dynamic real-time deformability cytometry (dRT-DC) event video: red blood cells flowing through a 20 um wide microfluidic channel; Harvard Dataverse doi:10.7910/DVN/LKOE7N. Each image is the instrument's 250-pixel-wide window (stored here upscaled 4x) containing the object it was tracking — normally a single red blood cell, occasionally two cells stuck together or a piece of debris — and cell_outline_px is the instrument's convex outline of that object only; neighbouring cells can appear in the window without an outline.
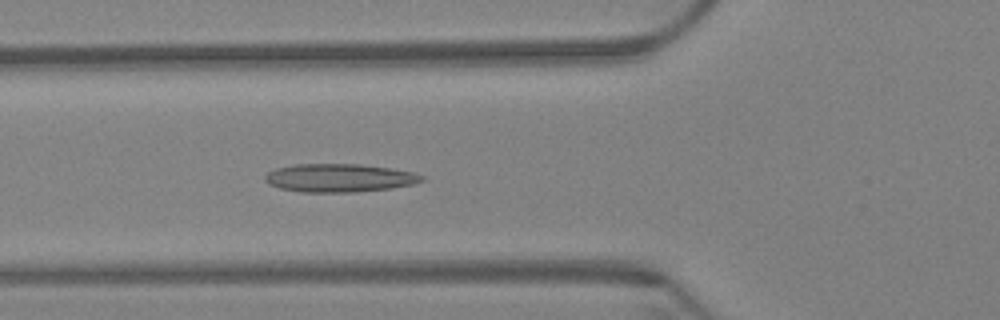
{"species": "Egyptian fruit bat (a non-hibernating species)", "species_latin": "Rousettus aegyptiacus", "temperature_condition": "warm", "stored_images_in_passage": 46, "camera_frame_rate_fps": 3000, "um_per_image_px": 0.085, "animal": {"sex": "female"}, "frame": {"image": 1, "passage_image": 14, "time_ms": 4.333, "image_size_px": [1000, 320], "cell_outline_px": [[424, 180], [416, 184], [392, 188], [356, 192], [300, 192], [280, 188], [268, 184], [264, 180], [264, 176], [268, 172], [276, 168], [296, 164], [360, 164], [416, 172], [424, 176]], "centroid_in_image_um": [28.86, 15.13], "position_along_channel_um": 96.9, "area_um2": 26.01}}
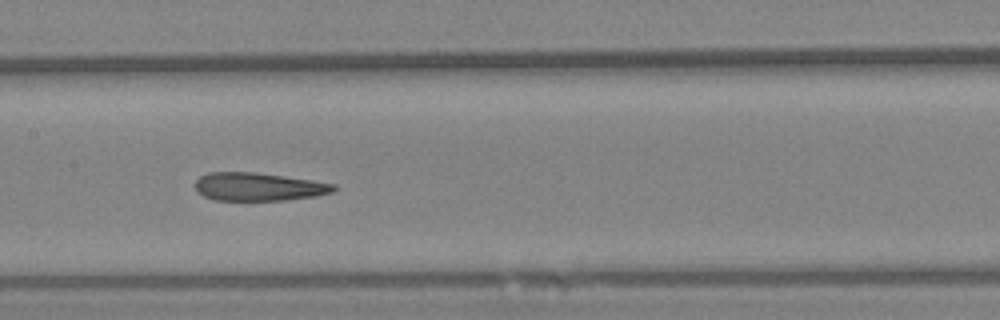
{"frame": {"image": 2, "passage_image": 22, "time_ms": 7.0, "image_size_px": [1000, 320], "cell_outline_px": [[336, 188], [332, 192], [316, 196], [288, 200], [212, 200], [196, 192], [196, 180], [200, 176], [208, 172], [252, 172], [284, 176], [312, 180], [336, 184]], "centroid_in_image_um": [21.96, 15.88], "position_along_channel_um": 185.4, "area_um2": 22.77}}
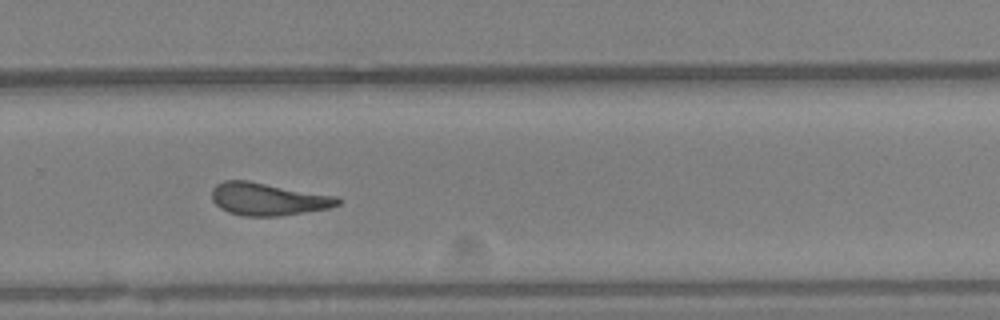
{"frame": {"image": 3, "passage_image": 33, "time_ms": 10.667, "image_size_px": [1000, 320], "cell_outline_px": [[340, 204], [328, 208], [280, 216], [244, 216], [228, 212], [220, 208], [212, 200], [212, 188], [216, 184], [224, 180], [248, 180], [332, 196], [340, 200]], "centroid_in_image_um": [22.7, 16.92], "position_along_channel_um": 307.1, "area_um2": 23.58}, "authors_computed_cell_mechanics": {"area_um2": 23.5246, "velocity_mm_per_s": 3.3259, "shape_relaxation_time_tau1_ms": 7.737, "shape_relaxation_time_tau2_ms": 3.2848, "deformation_change_tau1": 0.2222, "deformation_change_tau2": 0.139}}